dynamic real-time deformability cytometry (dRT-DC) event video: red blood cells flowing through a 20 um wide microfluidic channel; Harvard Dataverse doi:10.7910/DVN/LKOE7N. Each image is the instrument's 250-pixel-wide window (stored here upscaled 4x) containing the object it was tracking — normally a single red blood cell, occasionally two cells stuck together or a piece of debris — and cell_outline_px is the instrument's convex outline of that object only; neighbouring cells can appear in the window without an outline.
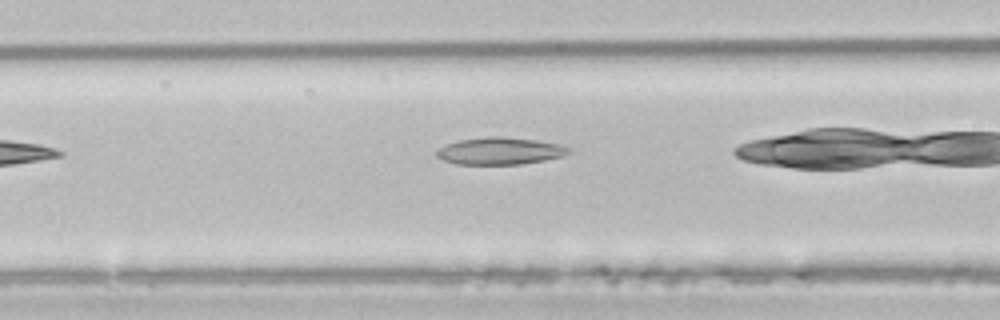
{"species": "common noctule bat (a hibernating species)", "species_latin": "Nyctalus noctula", "temperature_condition": "room temperature", "stored_images_in_passage": 7, "camera_frame_rate_fps": 3000, "um_per_image_px": 0.085, "animal": {"sex": "male", "body_mass_g": 21.5, "forearm_length_mm": 52.0}, "frame": {"image": 1, "passage_image": 3, "time_ms": 2.667, "image_size_px": [1000, 320], "cell_outline_px": [[572, 152], [564, 156], [544, 160], [520, 164], [456, 164], [444, 160], [436, 156], [436, 148], [444, 144], [460, 140], [488, 136], [500, 136], [536, 140], [556, 144], [572, 148]], "centroid_in_image_um": [42.47, 12.83], "position_along_channel_um": 124.1, "area_um2": 20.98}}